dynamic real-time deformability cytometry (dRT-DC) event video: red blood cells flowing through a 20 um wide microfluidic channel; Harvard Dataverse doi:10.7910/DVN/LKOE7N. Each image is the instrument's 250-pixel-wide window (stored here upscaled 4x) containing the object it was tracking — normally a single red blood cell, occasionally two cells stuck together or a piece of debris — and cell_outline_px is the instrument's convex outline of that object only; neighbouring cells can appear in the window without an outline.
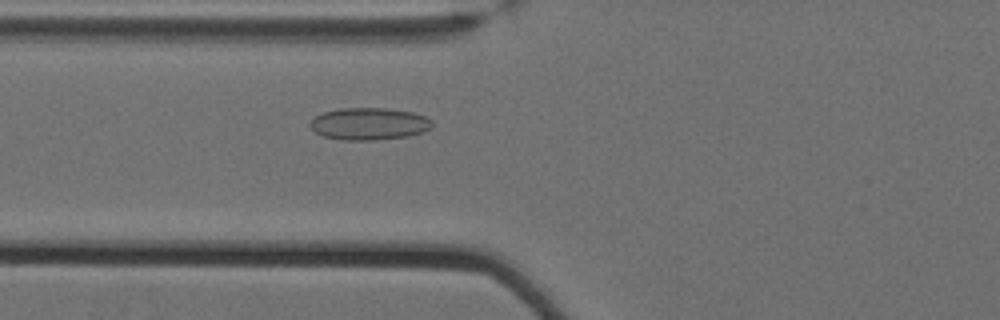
{"species": "Egyptian fruit bat (a non-hibernating species)", "species_latin": "Rousettus aegyptiacus", "temperature_condition": "cold", "stored_images_in_passage": 30, "camera_frame_rate_fps": 3000, "um_per_image_px": 0.085, "animal": {"sex": "female"}, "frame": {"image": 1, "passage_image": 5, "time_ms": 1.333, "image_size_px": [1000, 320], "cell_outline_px": [[432, 128], [424, 132], [408, 136], [376, 140], [340, 140], [324, 136], [316, 132], [308, 124], [316, 116], [324, 112], [340, 108], [388, 108], [412, 112], [424, 116], [432, 120]], "centroid_in_image_um": [31.4, 10.53], "position_along_channel_um": 94.4, "area_um2": 22.95}}
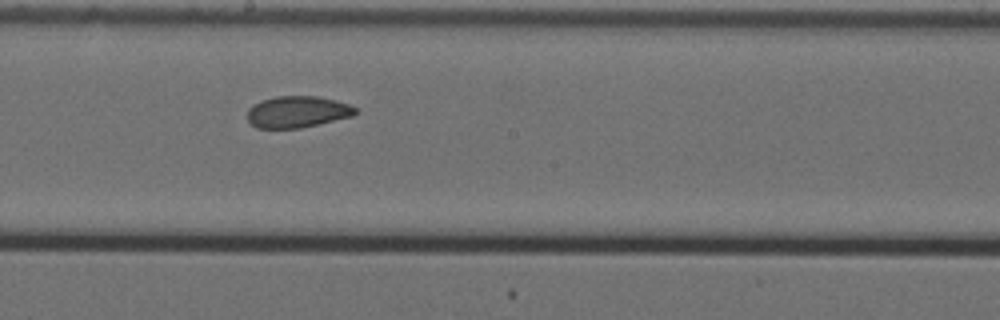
{"frame": {"image": 2, "passage_image": 16, "time_ms": 5.0, "image_size_px": [1000, 320], "cell_outline_px": [[356, 112], [352, 116], [300, 128], [256, 128], [248, 120], [248, 108], [264, 100], [276, 96], [316, 96], [336, 100], [348, 104], [356, 108]], "centroid_in_image_um": [25.27, 9.51], "position_along_channel_um": 222.9, "area_um2": 19.59}}
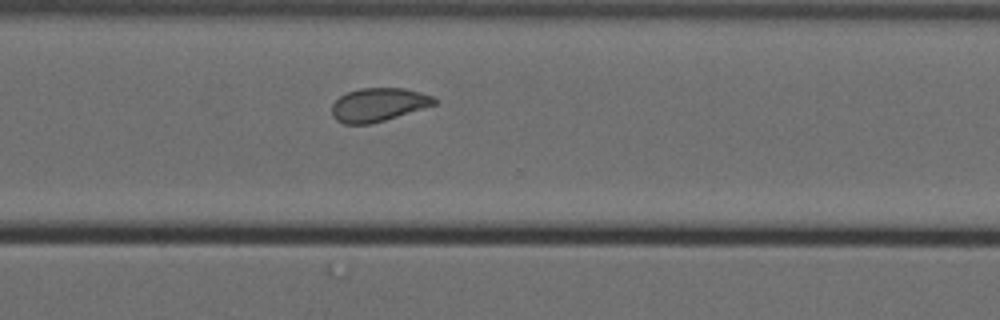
{"frame": {"image": 3, "passage_image": 26, "time_ms": 8.333, "image_size_px": [1000, 320], "cell_outline_px": [[436, 104], [384, 120], [368, 124], [344, 124], [336, 120], [332, 116], [332, 104], [340, 96], [348, 92], [360, 88], [404, 88], [420, 92], [432, 96], [436, 100]], "centroid_in_image_um": [32.13, 8.89], "position_along_channel_um": 338.5, "area_um2": 19.77}, "authors_computed_cell_mechanics": {"area_um2": 20.2878, "velocity_mm_per_s": 3.4845, "shape_relaxation_time_tau1_ms": null, "shape_relaxation_time_tau2_ms": 2.5722, "deformation_change_tau1": null, "deformation_change_tau2": 0.0746}}